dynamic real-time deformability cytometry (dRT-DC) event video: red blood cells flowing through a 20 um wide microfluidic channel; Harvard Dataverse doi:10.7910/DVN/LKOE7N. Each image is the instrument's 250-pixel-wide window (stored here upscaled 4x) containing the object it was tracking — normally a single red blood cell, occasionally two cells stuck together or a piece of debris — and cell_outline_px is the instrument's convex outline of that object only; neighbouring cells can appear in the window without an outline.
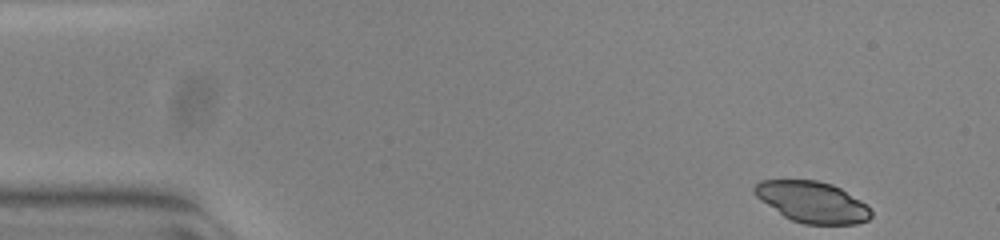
{"species": "common noctule bat (a hibernating species)", "species_latin": "Nyctalus noctula", "temperature_condition": "warm", "stored_images_in_passage": 9, "camera_frame_rate_fps": 3000, "um_per_image_px": 0.085, "animal": {"sex": "female", "body_mass_g": 23.0, "forearm_length_mm": 53.4}, "frame": {"image": 1, "passage_image": 1, "time_ms": 0.0, "image_size_px": [1000, 240], "cell_outline_px": [[872, 216], [868, 220], [856, 224], [804, 224], [792, 220], [784, 216], [760, 200], [756, 196], [752, 188], [760, 180], [816, 180], [832, 184], [840, 188], [860, 200], [872, 212]], "centroid_in_image_um": [69.03, 17.17], "position_along_channel_um": 16.0, "area_um2": 27.74}}